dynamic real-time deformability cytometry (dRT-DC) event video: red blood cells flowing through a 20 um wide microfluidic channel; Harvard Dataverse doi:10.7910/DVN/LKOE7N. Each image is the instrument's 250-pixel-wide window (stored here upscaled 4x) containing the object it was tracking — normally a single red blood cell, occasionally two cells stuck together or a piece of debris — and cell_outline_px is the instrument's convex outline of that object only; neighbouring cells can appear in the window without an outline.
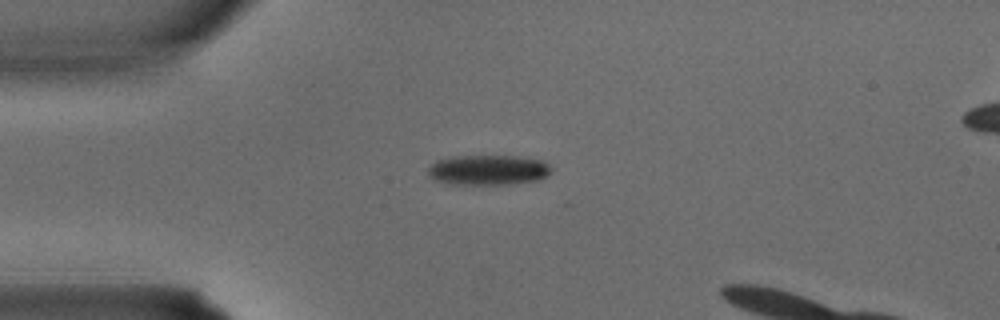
{"species": "common noctule bat (a hibernating species)", "species_latin": "Nyctalus noctula", "temperature_condition": "warm", "stored_images_in_passage": 3, "camera_frame_rate_fps": 3000, "um_per_image_px": 0.085, "animal": {"sex": "male", "body_mass_g": 15.6}, "frame": {"image": 1, "passage_image": 3, "time_ms": 0.667, "image_size_px": [1000, 320], "cell_outline_px": [[552, 172], [548, 176], [540, 180], [512, 184], [448, 184], [436, 180], [428, 176], [428, 168], [436, 160], [452, 156], [512, 156], [544, 160], [552, 168]], "centroid_in_image_um": [41.52, 14.45], "position_along_channel_um": 43.5, "area_um2": 21.91}}